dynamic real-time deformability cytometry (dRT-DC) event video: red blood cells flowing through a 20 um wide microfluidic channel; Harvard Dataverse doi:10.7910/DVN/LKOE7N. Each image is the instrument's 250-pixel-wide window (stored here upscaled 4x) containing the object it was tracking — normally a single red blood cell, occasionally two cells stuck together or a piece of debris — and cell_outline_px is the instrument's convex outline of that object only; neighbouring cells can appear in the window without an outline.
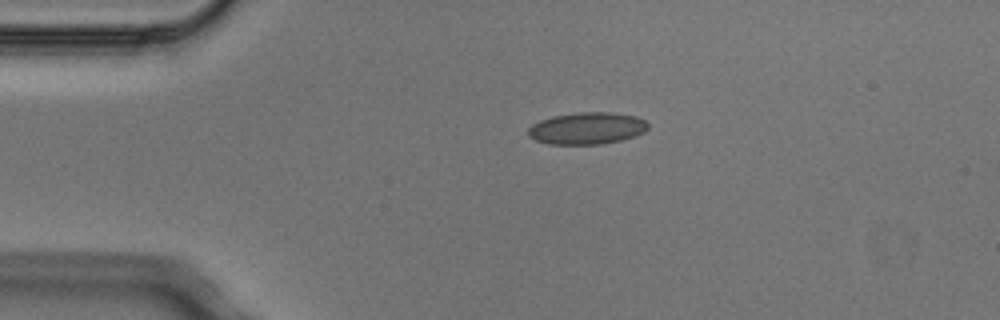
{"species": "Egyptian fruit bat (a non-hibernating species)", "species_latin": "Rousettus aegyptiacus", "temperature_condition": "cold", "stored_images_in_passage": 1, "camera_frame_rate_fps": 3000, "um_per_image_px": 0.085, "animal": {"sex": "male"}, "frame": {"image": 1, "passage_image": 1, "time_ms": 0.0, "image_size_px": [1000, 320], "cell_outline_px": [[648, 128], [644, 132], [636, 136], [620, 140], [600, 144], [548, 144], [536, 140], [528, 136], [528, 128], [532, 124], [540, 120], [552, 116], [576, 112], [612, 112], [636, 116], [644, 120], [648, 124]], "centroid_in_image_um": [49.89, 10.9], "position_along_channel_um": 35.1, "area_um2": 22.43}}